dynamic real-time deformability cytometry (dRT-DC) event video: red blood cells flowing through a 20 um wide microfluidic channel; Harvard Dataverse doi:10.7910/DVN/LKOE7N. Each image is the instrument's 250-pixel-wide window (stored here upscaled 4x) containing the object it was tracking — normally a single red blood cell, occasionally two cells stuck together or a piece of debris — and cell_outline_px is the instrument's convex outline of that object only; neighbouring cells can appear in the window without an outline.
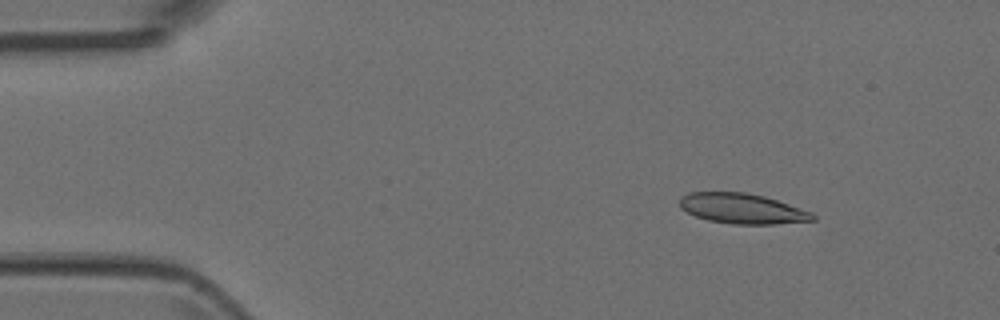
{"species": "Egyptian fruit bat (a non-hibernating species)", "species_latin": "Rousettus aegyptiacus", "temperature_condition": "room temperature", "stored_images_in_passage": 4, "camera_frame_rate_fps": 3000, "um_per_image_px": 0.085, "animal": {"sex": "female"}, "frame": {"image": 1, "passage_image": 2, "time_ms": 0.333, "image_size_px": [1000, 320], "cell_outline_px": [[816, 220], [776, 224], [732, 224], [708, 220], [696, 216], [680, 208], [680, 200], [688, 192], [748, 192], [764, 196], [812, 212], [816, 216]], "centroid_in_image_um": [63.11, 17.73], "position_along_channel_um": 21.9, "area_um2": 23.35}}